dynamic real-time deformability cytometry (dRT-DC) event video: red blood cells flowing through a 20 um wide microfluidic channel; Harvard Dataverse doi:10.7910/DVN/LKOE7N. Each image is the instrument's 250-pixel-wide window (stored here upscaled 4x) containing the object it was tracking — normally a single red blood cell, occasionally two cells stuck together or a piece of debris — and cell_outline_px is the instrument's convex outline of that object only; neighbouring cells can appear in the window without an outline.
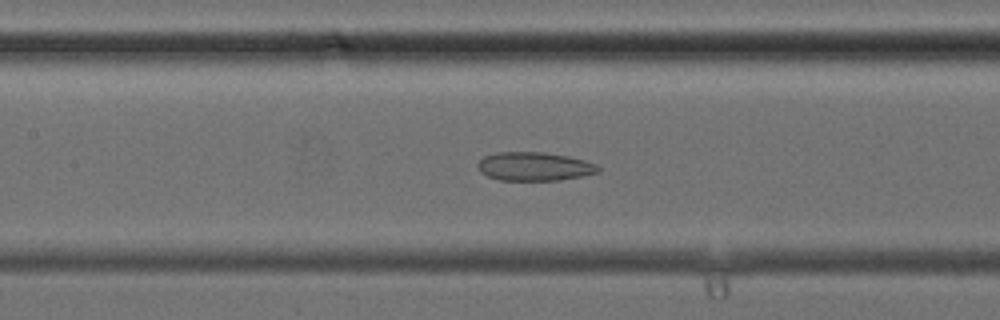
{"species": "common noctule bat (a hibernating species)", "species_latin": "Nyctalus noctula", "temperature_condition": "cold", "stored_images_in_passage": 40, "segment_of_instrument_passage": [1, 2], "camera_frame_rate_fps": 3000, "um_per_image_px": 0.085, "animal": {"sex": "female", "body_mass_g": 24.6, "forearm_length_mm": 56.2}, "frame": {"image": 1, "passage_image": 18, "time_ms": 5.667, "image_size_px": [1000, 320], "cell_outline_px": [[600, 172], [560, 180], [500, 180], [488, 176], [480, 172], [476, 164], [484, 156], [496, 152], [544, 152], [568, 156], [584, 160], [596, 164], [600, 168]], "centroid_in_image_um": [45.4, 14.14], "position_along_channel_um": 162.0, "area_um2": 20.11}}
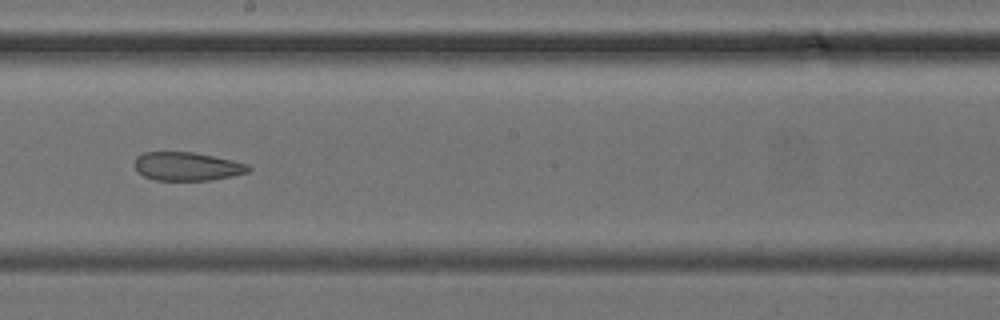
{"frame": {"image": 2, "passage_image": 22, "time_ms": 7.0, "image_size_px": [1000, 320], "cell_outline_px": [[252, 168], [248, 172], [232, 176], [212, 180], [156, 180], [144, 176], [136, 168], [136, 156], [144, 152], [192, 152], [232, 160], [248, 164]], "centroid_in_image_um": [15.93, 14.14], "position_along_channel_um": 232.3, "area_um2": 18.73}}
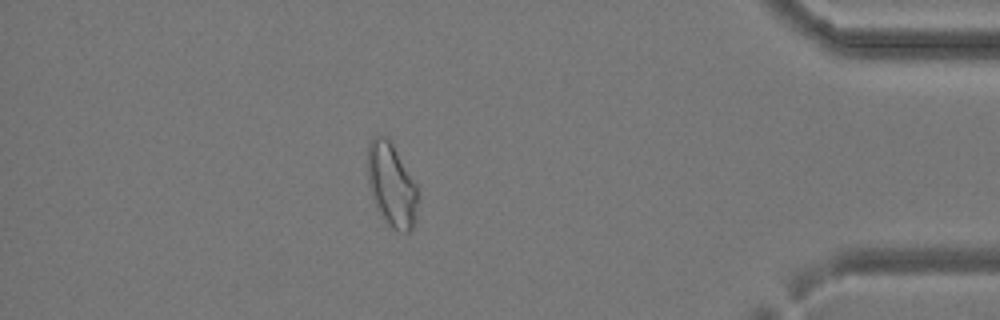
{"frame": {"image": 3, "passage_image": 34, "time_ms": 11.0, "image_size_px": [1000, 320], "cell_outline_px": [[416, 220], [412, 228], [408, 232], [404, 232], [392, 228], [388, 224], [376, 208], [368, 184], [368, 144], [376, 136], [384, 136], [392, 144], [416, 184]], "centroid_in_image_um": [33.27, 15.75], "position_along_channel_um": 401.9, "area_um2": 23.87}}